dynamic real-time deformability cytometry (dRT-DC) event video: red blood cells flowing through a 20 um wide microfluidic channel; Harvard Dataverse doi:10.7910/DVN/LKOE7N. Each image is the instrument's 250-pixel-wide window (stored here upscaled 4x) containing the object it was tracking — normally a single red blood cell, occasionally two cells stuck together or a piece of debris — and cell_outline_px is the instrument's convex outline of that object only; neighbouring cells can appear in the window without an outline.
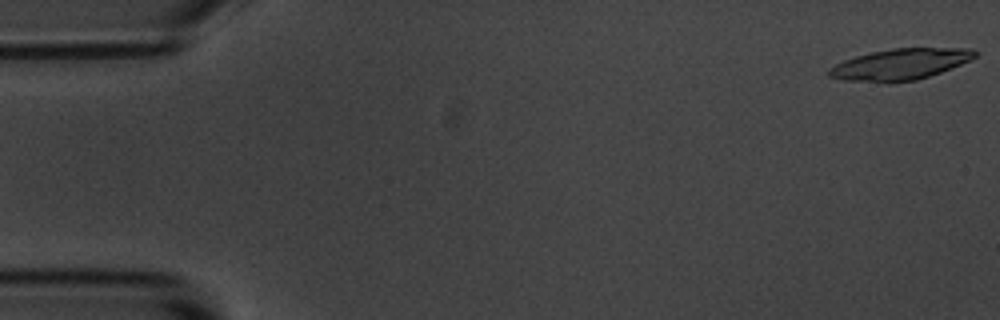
{"species": "common noctule bat (a hibernating species)", "species_latin": "Nyctalus noctula", "temperature_condition": "room temperature", "stored_images_in_passage": 5, "camera_frame_rate_fps": 3000, "um_per_image_px": 0.085, "animal": {"sex": "male", "body_mass_g": 20.1, "forearm_length_mm": 53.5}, "frame": {"image": 1, "passage_image": 1, "time_ms": 0.0, "image_size_px": [1000, 320], "cell_outline_px": [[980, 52], [976, 56], [960, 64], [940, 72], [916, 80], [888, 84], [844, 80], [828, 76], [828, 68], [844, 60], [856, 56], [872, 52], [892, 48], [972, 48]], "centroid_in_image_um": [76.49, 5.48], "position_along_channel_um": 8.5, "area_um2": 26.65}}
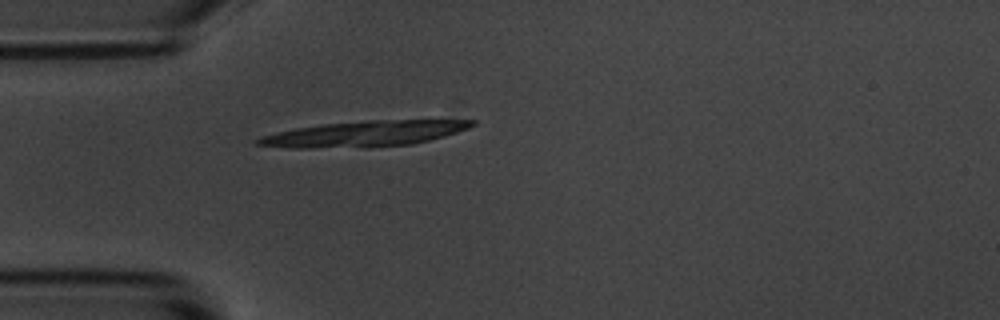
{"frame": {"image": 2, "passage_image": 5, "time_ms": 4.667, "image_size_px": [1000, 320], "cell_outline_px": [[476, 124], [468, 128], [444, 136], [412, 144], [308, 148], [288, 148], [256, 144], [252, 140], [260, 136], [276, 132], [296, 128], [324, 124], [368, 120], [476, 120]], "centroid_in_image_um": [30.92, 11.35], "position_along_channel_um": 54.1, "area_um2": 31.33}}